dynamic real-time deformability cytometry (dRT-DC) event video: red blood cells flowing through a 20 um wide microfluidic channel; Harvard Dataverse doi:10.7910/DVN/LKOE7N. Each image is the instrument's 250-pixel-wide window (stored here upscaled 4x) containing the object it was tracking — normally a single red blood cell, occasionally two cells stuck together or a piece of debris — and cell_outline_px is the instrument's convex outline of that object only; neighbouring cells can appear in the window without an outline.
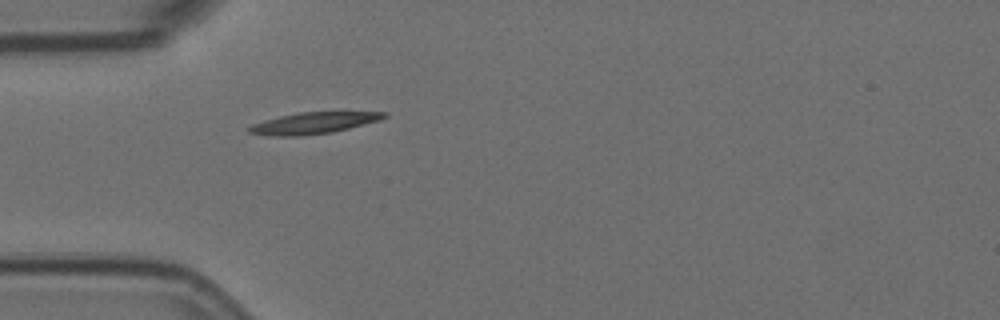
{"species": "Egyptian fruit bat (a non-hibernating species)", "species_latin": "Rousettus aegyptiacus", "temperature_condition": "room temperature", "stored_images_in_passage": 1, "camera_frame_rate_fps": 3000, "um_per_image_px": 0.085, "animal": {"sex": "female"}, "frame": {"image": 1, "passage_image": 1, "time_ms": 0.0, "image_size_px": [1000, 320], "cell_outline_px": [[388, 116], [380, 120], [332, 132], [300, 136], [276, 136], [248, 132], [248, 128], [252, 124], [264, 120], [280, 116], [300, 112], [388, 112]], "centroid_in_image_um": [26.66, 10.45], "position_along_channel_um": 58.3, "area_um2": 16.65}}